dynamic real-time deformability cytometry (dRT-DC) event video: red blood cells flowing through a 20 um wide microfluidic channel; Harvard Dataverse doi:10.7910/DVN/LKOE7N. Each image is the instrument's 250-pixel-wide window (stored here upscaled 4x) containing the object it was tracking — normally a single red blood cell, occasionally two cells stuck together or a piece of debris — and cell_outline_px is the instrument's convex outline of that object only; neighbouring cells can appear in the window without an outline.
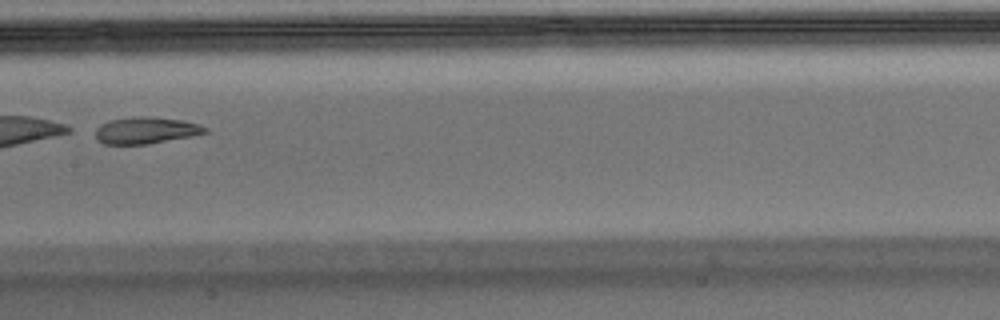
{"species": "Egyptian fruit bat (a non-hibernating species)", "species_latin": "Rousettus aegyptiacus", "temperature_condition": "warm", "stored_images_in_passage": 32, "camera_frame_rate_fps": 3000, "um_per_image_px": 0.085, "animal": {"sex": "male"}, "frame": {"image": 1, "passage_image": 10, "time_ms": 3.0, "image_size_px": [1000, 320], "cell_outline_px": [[208, 132], [192, 136], [148, 144], [104, 144], [96, 140], [96, 128], [100, 124], [108, 120], [132, 116], [152, 116], [184, 120], [200, 124], [208, 128]], "centroid_in_image_um": [12.4, 11.07], "position_along_channel_um": 195.0, "area_um2": 17.4}}